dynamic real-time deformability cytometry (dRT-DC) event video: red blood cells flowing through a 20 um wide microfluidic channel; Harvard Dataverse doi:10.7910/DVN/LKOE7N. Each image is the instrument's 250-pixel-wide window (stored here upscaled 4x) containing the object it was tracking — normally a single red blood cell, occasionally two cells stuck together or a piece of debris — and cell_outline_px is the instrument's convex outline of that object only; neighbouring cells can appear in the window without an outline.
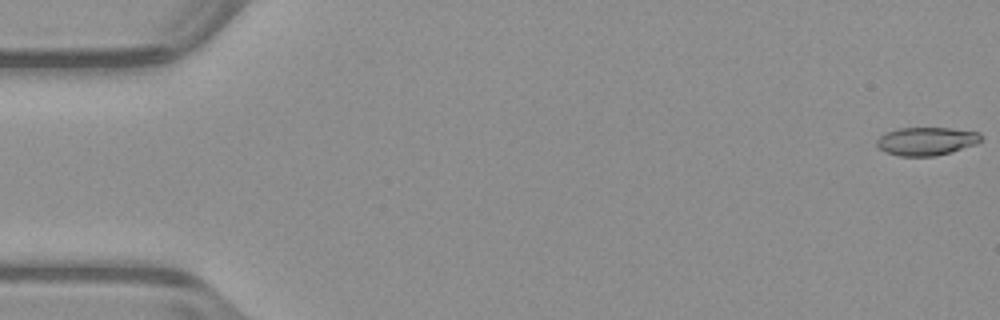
{"species": "common noctule bat (a hibernating species)", "species_latin": "Nyctalus noctula", "temperature_condition": "warm", "stored_images_in_passage": 53, "camera_frame_rate_fps": 3000, "um_per_image_px": 0.085, "animal": {"sex": "male", "body_mass_g": 23.1, "forearm_length_mm": 52.7}, "frame": {"image": 1, "passage_image": 1, "time_ms": 0.0, "image_size_px": [1000, 320], "cell_outline_px": [[984, 136], [976, 144], [952, 152], [936, 156], [900, 156], [884, 152], [876, 144], [876, 140], [880, 136], [888, 132], [900, 128], [952, 128], [980, 132]], "centroid_in_image_um": [78.78, 12.0], "position_along_channel_um": 6.2, "area_um2": 17.22}}
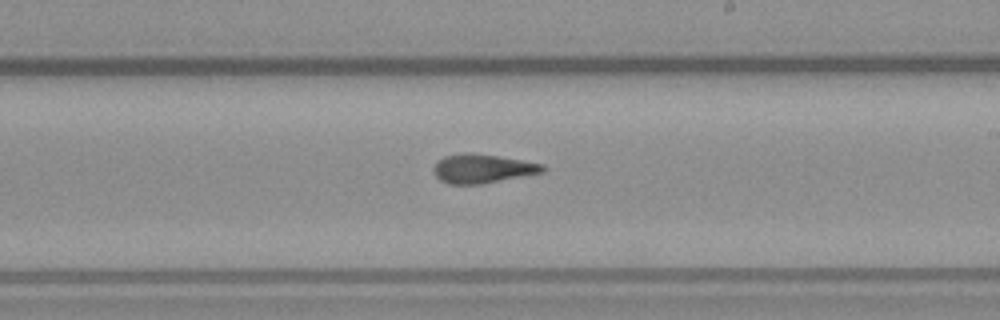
{"frame": {"image": 2, "passage_image": 31, "time_ms": 10.0, "image_size_px": [1000, 320], "cell_outline_px": [[544, 172], [480, 184], [448, 184], [440, 180], [432, 172], [432, 168], [436, 160], [444, 156], [464, 152], [472, 152], [544, 164]], "centroid_in_image_um": [40.93, 14.32], "position_along_channel_um": 248.1, "area_um2": 18.44}}
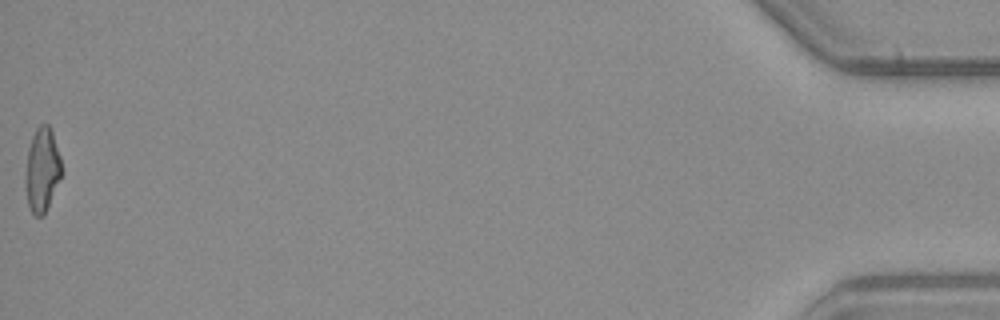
{"frame": {"image": 3, "passage_image": 53, "time_ms": 17.333, "image_size_px": [1000, 320], "cell_outline_px": [[64, 172], [44, 216], [36, 216], [32, 212], [28, 204], [24, 184], [24, 176], [28, 148], [32, 136], [36, 128], [40, 124], [48, 124], [52, 132], [60, 156]], "centroid_in_image_um": [3.58, 14.46], "position_along_channel_um": 431.6, "area_um2": 18.15}, "authors_computed_cell_mechanics": {"area_um2": 18.1492, "velocity_mm_per_s": 3.9688, "shape_relaxation_time_tau1_ms": 9.7518, "shape_relaxation_time_tau2_ms": 2.8471, "deformation_change_tau1": 0.2645, "deformation_change_tau2": 0.1196}}